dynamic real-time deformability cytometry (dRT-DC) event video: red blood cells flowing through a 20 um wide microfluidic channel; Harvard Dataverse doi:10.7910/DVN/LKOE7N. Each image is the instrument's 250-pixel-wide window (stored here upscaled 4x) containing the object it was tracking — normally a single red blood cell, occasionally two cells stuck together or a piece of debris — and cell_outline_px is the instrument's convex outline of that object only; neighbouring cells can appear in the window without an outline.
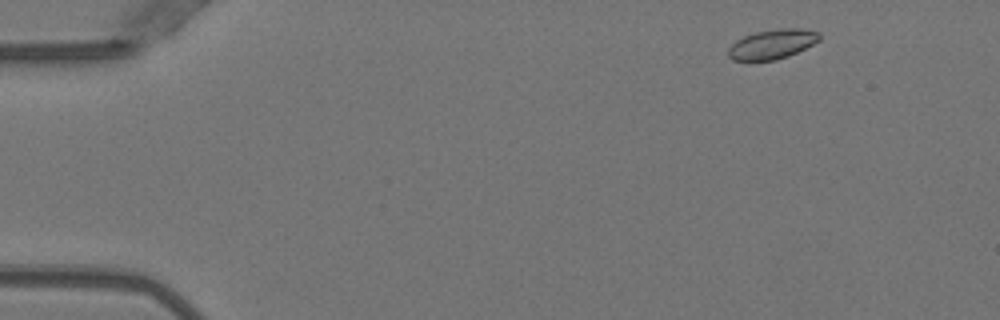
{"species": "Egyptian fruit bat (a non-hibernating species)", "species_latin": "Rousettus aegyptiacus", "temperature_condition": "warm", "stored_images_in_passage": 6, "camera_frame_rate_fps": 3000, "um_per_image_px": 0.085, "animal": {"sex": "female"}, "frame": {"image": 1, "passage_image": 1, "time_ms": 0.0, "image_size_px": [1000, 320], "cell_outline_px": [[820, 40], [788, 56], [776, 60], [732, 60], [728, 56], [728, 48], [736, 40], [744, 36], [756, 32], [780, 28], [800, 28], [820, 32]], "centroid_in_image_um": [65.64, 3.75], "position_along_channel_um": 19.4, "area_um2": 15.61}}
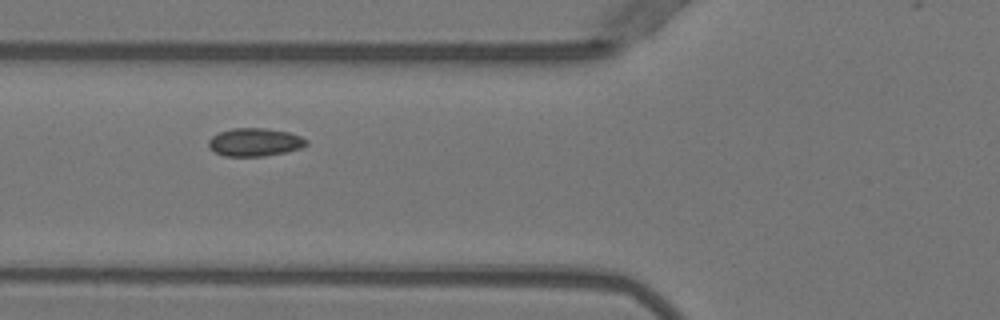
{"frame": {"image": 2, "passage_image": 5, "time_ms": 1.333, "image_size_px": [1000, 320], "cell_outline_px": [[308, 144], [300, 148], [284, 152], [264, 156], [224, 156], [208, 148], [208, 140], [212, 136], [220, 132], [232, 128], [264, 128], [288, 132], [300, 136], [308, 140]], "centroid_in_image_um": [21.64, 12.08], "position_along_channel_um": 104.2, "area_um2": 15.95}}
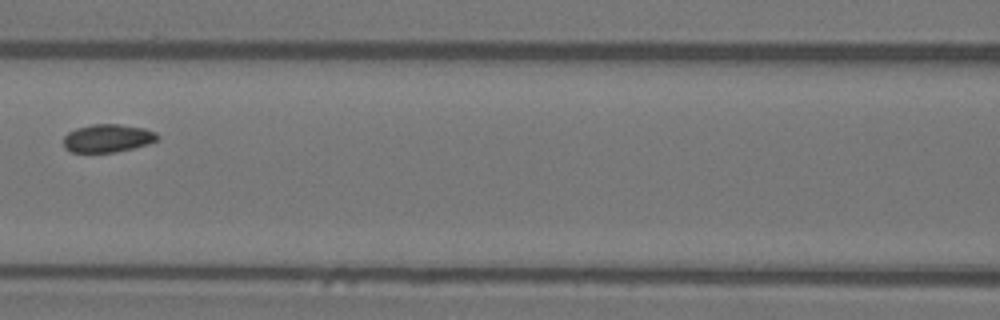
{"frame": {"image": 3, "passage_image": 6, "time_ms": 1.667, "image_size_px": [1000, 320], "cell_outline_px": [[160, 140], [148, 144], [132, 148], [112, 152], [72, 152], [64, 148], [64, 136], [68, 132], [76, 128], [92, 124], [120, 124], [144, 128], [156, 132], [160, 136]], "centroid_in_image_um": [9.17, 11.74], "position_along_channel_um": 157.4, "area_um2": 15.43}}